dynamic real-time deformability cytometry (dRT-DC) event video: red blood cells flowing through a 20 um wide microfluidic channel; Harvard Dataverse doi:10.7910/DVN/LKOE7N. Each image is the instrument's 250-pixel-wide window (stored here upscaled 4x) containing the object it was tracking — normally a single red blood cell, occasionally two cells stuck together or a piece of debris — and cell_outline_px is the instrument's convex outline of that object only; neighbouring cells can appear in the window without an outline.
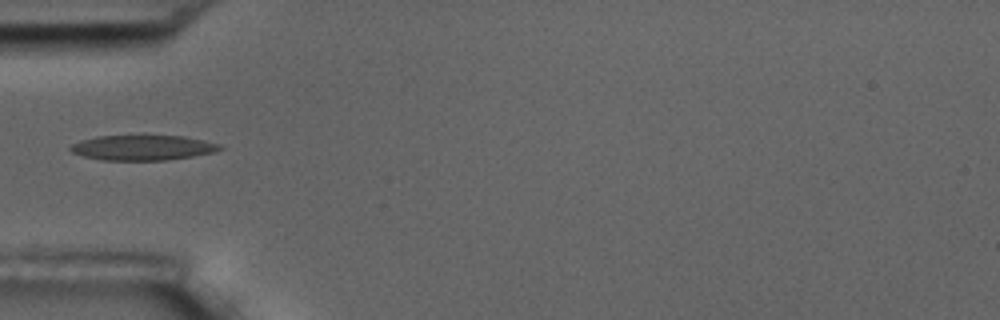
{"species": "common noctule bat (a hibernating species)", "species_latin": "Nyctalus noctula", "temperature_condition": "room temperature", "stored_images_in_passage": 15, "camera_frame_rate_fps": 3000, "um_per_image_px": 0.085, "animal": {"sex": "male", "body_mass_g": 17.5, "forearm_length_mm": 52.3}, "frame": {"image": 1, "passage_image": 5, "time_ms": 5.667, "image_size_px": [1000, 320], "cell_outline_px": [[224, 148], [216, 152], [192, 156], [164, 160], [100, 160], [84, 156], [72, 152], [68, 148], [72, 144], [80, 140], [96, 136], [144, 132], [184, 136], [220, 144]], "centroid_in_image_um": [12.11, 12.49], "position_along_channel_um": 72.9, "area_um2": 23.06}}
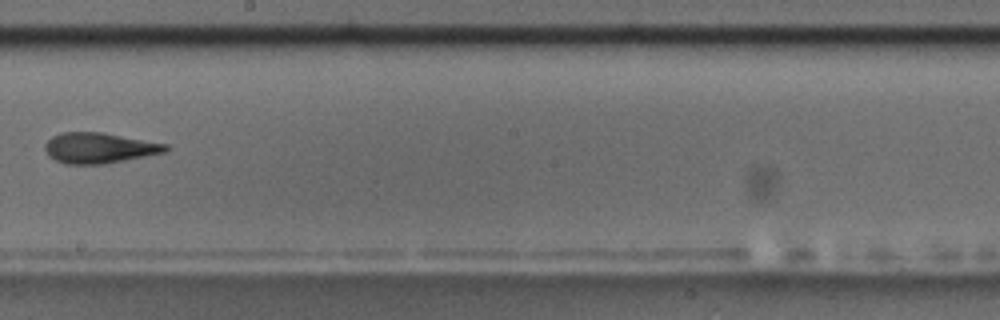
{"frame": {"image": 2, "passage_image": 9, "time_ms": 10.333, "image_size_px": [1000, 320], "cell_outline_px": [[168, 152], [104, 164], [64, 164], [48, 156], [44, 148], [44, 144], [52, 136], [60, 132], [104, 132], [168, 144]], "centroid_in_image_um": [8.43, 12.57], "position_along_channel_um": 239.8, "area_um2": 21.73}, "authors_computed_cell_mechanics": {"area_um2": 21.675, "velocity_mm_per_s": 3.5847, "shape_relaxation_time_tau1_ms": null, "shape_relaxation_time_tau2_ms": 3.5163, "deformation_change_tau1": null, "deformation_change_tau2": 0.13}}